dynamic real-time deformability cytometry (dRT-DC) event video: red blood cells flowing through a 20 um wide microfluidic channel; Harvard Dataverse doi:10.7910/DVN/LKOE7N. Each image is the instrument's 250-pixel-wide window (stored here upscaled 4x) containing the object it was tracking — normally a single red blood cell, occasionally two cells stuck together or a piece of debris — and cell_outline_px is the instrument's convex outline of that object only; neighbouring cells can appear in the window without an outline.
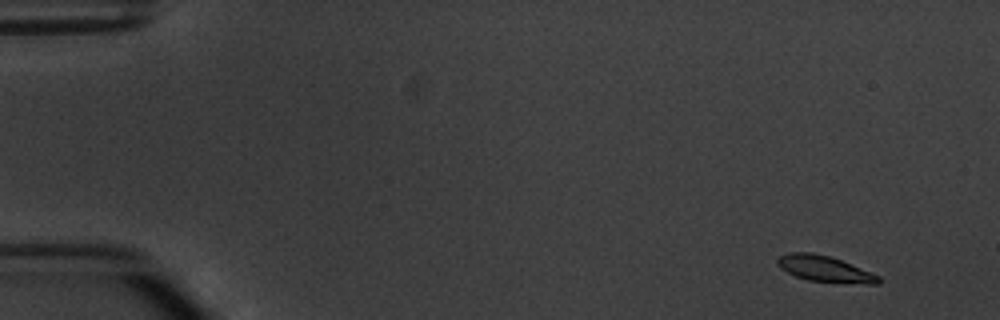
{"species": "common noctule bat (a hibernating species)", "species_latin": "Nyctalus noctula", "temperature_condition": "warm", "stored_images_in_passage": 3, "camera_frame_rate_fps": 3000, "um_per_image_px": 0.085, "animal": {"sex": "male", "body_mass_g": 20.1, "forearm_length_mm": 53.5}, "frame": {"image": 1, "passage_image": 1, "time_ms": 0.0, "image_size_px": [1000, 320], "cell_outline_px": [[880, 284], [868, 284], [808, 280], [796, 276], [780, 268], [776, 264], [776, 260], [780, 256], [788, 252], [812, 252], [832, 256], [880, 276]], "centroid_in_image_um": [70.09, 22.83], "position_along_channel_um": 14.9, "area_um2": 15.32}}